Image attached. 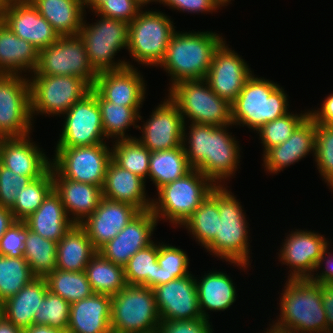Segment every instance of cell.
<instances>
[{
	"label": "cell",
	"mask_w": 333,
	"mask_h": 333,
	"mask_svg": "<svg viewBox=\"0 0 333 333\" xmlns=\"http://www.w3.org/2000/svg\"><path fill=\"white\" fill-rule=\"evenodd\" d=\"M186 126L185 123L182 146L190 166L216 186H225V181L232 178L240 166L241 147L228 131L234 125L216 127L190 123Z\"/></svg>",
	"instance_id": "obj_1"
},
{
	"label": "cell",
	"mask_w": 333,
	"mask_h": 333,
	"mask_svg": "<svg viewBox=\"0 0 333 333\" xmlns=\"http://www.w3.org/2000/svg\"><path fill=\"white\" fill-rule=\"evenodd\" d=\"M282 291L279 318L270 328L282 333H328L320 283L287 279Z\"/></svg>",
	"instance_id": "obj_2"
},
{
	"label": "cell",
	"mask_w": 333,
	"mask_h": 333,
	"mask_svg": "<svg viewBox=\"0 0 333 333\" xmlns=\"http://www.w3.org/2000/svg\"><path fill=\"white\" fill-rule=\"evenodd\" d=\"M224 41L212 31H175L159 64L170 76V87L181 81L205 79L215 51Z\"/></svg>",
	"instance_id": "obj_3"
},
{
	"label": "cell",
	"mask_w": 333,
	"mask_h": 333,
	"mask_svg": "<svg viewBox=\"0 0 333 333\" xmlns=\"http://www.w3.org/2000/svg\"><path fill=\"white\" fill-rule=\"evenodd\" d=\"M228 186H218V212L220 215L216 237L204 248L210 255L237 265L247 270L250 263L249 231L246 212L235 195L227 189ZM229 190V191H228Z\"/></svg>",
	"instance_id": "obj_4"
},
{
	"label": "cell",
	"mask_w": 333,
	"mask_h": 333,
	"mask_svg": "<svg viewBox=\"0 0 333 333\" xmlns=\"http://www.w3.org/2000/svg\"><path fill=\"white\" fill-rule=\"evenodd\" d=\"M288 103L283 87L253 74L231 103L232 124L247 126L255 132L264 124L289 113Z\"/></svg>",
	"instance_id": "obj_5"
},
{
	"label": "cell",
	"mask_w": 333,
	"mask_h": 333,
	"mask_svg": "<svg viewBox=\"0 0 333 333\" xmlns=\"http://www.w3.org/2000/svg\"><path fill=\"white\" fill-rule=\"evenodd\" d=\"M217 186L199 170L192 169L183 177L157 190L151 212L158 221L166 219L181 227Z\"/></svg>",
	"instance_id": "obj_6"
},
{
	"label": "cell",
	"mask_w": 333,
	"mask_h": 333,
	"mask_svg": "<svg viewBox=\"0 0 333 333\" xmlns=\"http://www.w3.org/2000/svg\"><path fill=\"white\" fill-rule=\"evenodd\" d=\"M100 19L95 20L92 24L86 23L83 19L79 35L85 43V49L89 62L97 72L112 71L124 68L125 66L133 67L130 61L117 60L116 56L121 49H128L129 44V23L116 20L110 17L97 14Z\"/></svg>",
	"instance_id": "obj_7"
},
{
	"label": "cell",
	"mask_w": 333,
	"mask_h": 333,
	"mask_svg": "<svg viewBox=\"0 0 333 333\" xmlns=\"http://www.w3.org/2000/svg\"><path fill=\"white\" fill-rule=\"evenodd\" d=\"M168 89L166 97L176 104L185 123L190 120L216 127L233 125L231 104L219 97L204 79L181 81Z\"/></svg>",
	"instance_id": "obj_8"
},
{
	"label": "cell",
	"mask_w": 333,
	"mask_h": 333,
	"mask_svg": "<svg viewBox=\"0 0 333 333\" xmlns=\"http://www.w3.org/2000/svg\"><path fill=\"white\" fill-rule=\"evenodd\" d=\"M160 322L153 289L127 284L111 296L112 333L157 332Z\"/></svg>",
	"instance_id": "obj_9"
},
{
	"label": "cell",
	"mask_w": 333,
	"mask_h": 333,
	"mask_svg": "<svg viewBox=\"0 0 333 333\" xmlns=\"http://www.w3.org/2000/svg\"><path fill=\"white\" fill-rule=\"evenodd\" d=\"M162 11L141 10L129 24L128 52L143 66H156L163 61L176 27Z\"/></svg>",
	"instance_id": "obj_10"
},
{
	"label": "cell",
	"mask_w": 333,
	"mask_h": 333,
	"mask_svg": "<svg viewBox=\"0 0 333 333\" xmlns=\"http://www.w3.org/2000/svg\"><path fill=\"white\" fill-rule=\"evenodd\" d=\"M29 76L32 121L38 114L60 117L91 90L83 79L76 76Z\"/></svg>",
	"instance_id": "obj_11"
},
{
	"label": "cell",
	"mask_w": 333,
	"mask_h": 333,
	"mask_svg": "<svg viewBox=\"0 0 333 333\" xmlns=\"http://www.w3.org/2000/svg\"><path fill=\"white\" fill-rule=\"evenodd\" d=\"M34 75L76 76L91 88L98 73L89 62L81 36H61L54 44L39 50Z\"/></svg>",
	"instance_id": "obj_12"
},
{
	"label": "cell",
	"mask_w": 333,
	"mask_h": 333,
	"mask_svg": "<svg viewBox=\"0 0 333 333\" xmlns=\"http://www.w3.org/2000/svg\"><path fill=\"white\" fill-rule=\"evenodd\" d=\"M51 166L64 178L103 188L111 148L107 143L91 146L56 147Z\"/></svg>",
	"instance_id": "obj_13"
},
{
	"label": "cell",
	"mask_w": 333,
	"mask_h": 333,
	"mask_svg": "<svg viewBox=\"0 0 333 333\" xmlns=\"http://www.w3.org/2000/svg\"><path fill=\"white\" fill-rule=\"evenodd\" d=\"M28 77L0 74V138H18L32 132Z\"/></svg>",
	"instance_id": "obj_14"
},
{
	"label": "cell",
	"mask_w": 333,
	"mask_h": 333,
	"mask_svg": "<svg viewBox=\"0 0 333 333\" xmlns=\"http://www.w3.org/2000/svg\"><path fill=\"white\" fill-rule=\"evenodd\" d=\"M62 116L65 119L56 147L91 146L107 142L93 87Z\"/></svg>",
	"instance_id": "obj_15"
},
{
	"label": "cell",
	"mask_w": 333,
	"mask_h": 333,
	"mask_svg": "<svg viewBox=\"0 0 333 333\" xmlns=\"http://www.w3.org/2000/svg\"><path fill=\"white\" fill-rule=\"evenodd\" d=\"M0 20L38 51L54 44L61 37L30 0L3 1Z\"/></svg>",
	"instance_id": "obj_16"
},
{
	"label": "cell",
	"mask_w": 333,
	"mask_h": 333,
	"mask_svg": "<svg viewBox=\"0 0 333 333\" xmlns=\"http://www.w3.org/2000/svg\"><path fill=\"white\" fill-rule=\"evenodd\" d=\"M279 261L289 266L288 279L310 278L315 273L321 254L330 247V242L323 235L311 230L291 231L281 243Z\"/></svg>",
	"instance_id": "obj_17"
},
{
	"label": "cell",
	"mask_w": 333,
	"mask_h": 333,
	"mask_svg": "<svg viewBox=\"0 0 333 333\" xmlns=\"http://www.w3.org/2000/svg\"><path fill=\"white\" fill-rule=\"evenodd\" d=\"M152 110L147 121L139 115L142 135L136 139L151 152L182 146L184 120L176 104L168 97Z\"/></svg>",
	"instance_id": "obj_18"
},
{
	"label": "cell",
	"mask_w": 333,
	"mask_h": 333,
	"mask_svg": "<svg viewBox=\"0 0 333 333\" xmlns=\"http://www.w3.org/2000/svg\"><path fill=\"white\" fill-rule=\"evenodd\" d=\"M228 46L224 41L215 51L204 80L219 97L231 104L254 72L242 56Z\"/></svg>",
	"instance_id": "obj_19"
},
{
	"label": "cell",
	"mask_w": 333,
	"mask_h": 333,
	"mask_svg": "<svg viewBox=\"0 0 333 333\" xmlns=\"http://www.w3.org/2000/svg\"><path fill=\"white\" fill-rule=\"evenodd\" d=\"M153 291L161 321L203 318L193 274L156 286Z\"/></svg>",
	"instance_id": "obj_20"
},
{
	"label": "cell",
	"mask_w": 333,
	"mask_h": 333,
	"mask_svg": "<svg viewBox=\"0 0 333 333\" xmlns=\"http://www.w3.org/2000/svg\"><path fill=\"white\" fill-rule=\"evenodd\" d=\"M158 224L151 210L140 212L112 240L100 247L97 252L105 259L124 267L139 250L152 244L153 232Z\"/></svg>",
	"instance_id": "obj_21"
},
{
	"label": "cell",
	"mask_w": 333,
	"mask_h": 333,
	"mask_svg": "<svg viewBox=\"0 0 333 333\" xmlns=\"http://www.w3.org/2000/svg\"><path fill=\"white\" fill-rule=\"evenodd\" d=\"M137 69L125 66L118 70L100 72L93 88L113 104L142 108L147 84Z\"/></svg>",
	"instance_id": "obj_22"
},
{
	"label": "cell",
	"mask_w": 333,
	"mask_h": 333,
	"mask_svg": "<svg viewBox=\"0 0 333 333\" xmlns=\"http://www.w3.org/2000/svg\"><path fill=\"white\" fill-rule=\"evenodd\" d=\"M140 211L127 203L102 198L97 209L80 226L98 250L115 238Z\"/></svg>",
	"instance_id": "obj_23"
},
{
	"label": "cell",
	"mask_w": 333,
	"mask_h": 333,
	"mask_svg": "<svg viewBox=\"0 0 333 333\" xmlns=\"http://www.w3.org/2000/svg\"><path fill=\"white\" fill-rule=\"evenodd\" d=\"M30 136L1 138L0 163L18 175L32 180L42 176L51 166L42 148Z\"/></svg>",
	"instance_id": "obj_24"
},
{
	"label": "cell",
	"mask_w": 333,
	"mask_h": 333,
	"mask_svg": "<svg viewBox=\"0 0 333 333\" xmlns=\"http://www.w3.org/2000/svg\"><path fill=\"white\" fill-rule=\"evenodd\" d=\"M315 143V122L308 116L285 142L270 148L263 155L264 170L266 169L267 173L277 174L310 153L314 157Z\"/></svg>",
	"instance_id": "obj_25"
},
{
	"label": "cell",
	"mask_w": 333,
	"mask_h": 333,
	"mask_svg": "<svg viewBox=\"0 0 333 333\" xmlns=\"http://www.w3.org/2000/svg\"><path fill=\"white\" fill-rule=\"evenodd\" d=\"M53 189L60 196L68 217L81 224L98 207L103 198L102 187L62 177L52 167Z\"/></svg>",
	"instance_id": "obj_26"
},
{
	"label": "cell",
	"mask_w": 333,
	"mask_h": 333,
	"mask_svg": "<svg viewBox=\"0 0 333 333\" xmlns=\"http://www.w3.org/2000/svg\"><path fill=\"white\" fill-rule=\"evenodd\" d=\"M146 182L129 170L121 168L113 160L107 167L102 188L103 197L130 204L140 212L151 210L152 199L147 197Z\"/></svg>",
	"instance_id": "obj_27"
},
{
	"label": "cell",
	"mask_w": 333,
	"mask_h": 333,
	"mask_svg": "<svg viewBox=\"0 0 333 333\" xmlns=\"http://www.w3.org/2000/svg\"><path fill=\"white\" fill-rule=\"evenodd\" d=\"M67 333H112L111 296L94 293L71 303Z\"/></svg>",
	"instance_id": "obj_28"
},
{
	"label": "cell",
	"mask_w": 333,
	"mask_h": 333,
	"mask_svg": "<svg viewBox=\"0 0 333 333\" xmlns=\"http://www.w3.org/2000/svg\"><path fill=\"white\" fill-rule=\"evenodd\" d=\"M23 221L29 230L56 243L74 225L66 213L60 196L54 189L44 199L41 206Z\"/></svg>",
	"instance_id": "obj_29"
},
{
	"label": "cell",
	"mask_w": 333,
	"mask_h": 333,
	"mask_svg": "<svg viewBox=\"0 0 333 333\" xmlns=\"http://www.w3.org/2000/svg\"><path fill=\"white\" fill-rule=\"evenodd\" d=\"M38 55L39 51L33 45L19 38L0 20V74H32L38 64Z\"/></svg>",
	"instance_id": "obj_30"
},
{
	"label": "cell",
	"mask_w": 333,
	"mask_h": 333,
	"mask_svg": "<svg viewBox=\"0 0 333 333\" xmlns=\"http://www.w3.org/2000/svg\"><path fill=\"white\" fill-rule=\"evenodd\" d=\"M204 276V277H203ZM201 280L196 278V288L202 317L209 320L207 311H225L236 301L233 280L223 271L205 273Z\"/></svg>",
	"instance_id": "obj_31"
},
{
	"label": "cell",
	"mask_w": 333,
	"mask_h": 333,
	"mask_svg": "<svg viewBox=\"0 0 333 333\" xmlns=\"http://www.w3.org/2000/svg\"><path fill=\"white\" fill-rule=\"evenodd\" d=\"M48 290L44 277H36L2 303L3 315L22 330L34 324V315Z\"/></svg>",
	"instance_id": "obj_32"
},
{
	"label": "cell",
	"mask_w": 333,
	"mask_h": 333,
	"mask_svg": "<svg viewBox=\"0 0 333 333\" xmlns=\"http://www.w3.org/2000/svg\"><path fill=\"white\" fill-rule=\"evenodd\" d=\"M30 1L60 36L79 34L86 17L82 0Z\"/></svg>",
	"instance_id": "obj_33"
},
{
	"label": "cell",
	"mask_w": 333,
	"mask_h": 333,
	"mask_svg": "<svg viewBox=\"0 0 333 333\" xmlns=\"http://www.w3.org/2000/svg\"><path fill=\"white\" fill-rule=\"evenodd\" d=\"M97 250L80 224H74L57 243L56 269L80 272Z\"/></svg>",
	"instance_id": "obj_34"
},
{
	"label": "cell",
	"mask_w": 333,
	"mask_h": 333,
	"mask_svg": "<svg viewBox=\"0 0 333 333\" xmlns=\"http://www.w3.org/2000/svg\"><path fill=\"white\" fill-rule=\"evenodd\" d=\"M192 169L183 146L154 151L150 154L148 178L158 190L160 187L183 177Z\"/></svg>",
	"instance_id": "obj_35"
},
{
	"label": "cell",
	"mask_w": 333,
	"mask_h": 333,
	"mask_svg": "<svg viewBox=\"0 0 333 333\" xmlns=\"http://www.w3.org/2000/svg\"><path fill=\"white\" fill-rule=\"evenodd\" d=\"M220 215L218 212V186L208 195L181 227L188 230L202 247L217 235Z\"/></svg>",
	"instance_id": "obj_36"
},
{
	"label": "cell",
	"mask_w": 333,
	"mask_h": 333,
	"mask_svg": "<svg viewBox=\"0 0 333 333\" xmlns=\"http://www.w3.org/2000/svg\"><path fill=\"white\" fill-rule=\"evenodd\" d=\"M96 99L101 110L102 127L105 137L117 140L134 139L131 135H126V130L133 125L138 129L136 122H139L140 108H131L123 105L113 104L106 101L97 91Z\"/></svg>",
	"instance_id": "obj_37"
},
{
	"label": "cell",
	"mask_w": 333,
	"mask_h": 333,
	"mask_svg": "<svg viewBox=\"0 0 333 333\" xmlns=\"http://www.w3.org/2000/svg\"><path fill=\"white\" fill-rule=\"evenodd\" d=\"M85 273L97 294L114 296L127 285L124 267L103 258L98 252L88 262Z\"/></svg>",
	"instance_id": "obj_38"
},
{
	"label": "cell",
	"mask_w": 333,
	"mask_h": 333,
	"mask_svg": "<svg viewBox=\"0 0 333 333\" xmlns=\"http://www.w3.org/2000/svg\"><path fill=\"white\" fill-rule=\"evenodd\" d=\"M23 257L36 277H45L56 269L57 243L29 230L25 224Z\"/></svg>",
	"instance_id": "obj_39"
},
{
	"label": "cell",
	"mask_w": 333,
	"mask_h": 333,
	"mask_svg": "<svg viewBox=\"0 0 333 333\" xmlns=\"http://www.w3.org/2000/svg\"><path fill=\"white\" fill-rule=\"evenodd\" d=\"M158 242L137 251L124 266L125 280L128 285H142L148 288L157 286Z\"/></svg>",
	"instance_id": "obj_40"
},
{
	"label": "cell",
	"mask_w": 333,
	"mask_h": 333,
	"mask_svg": "<svg viewBox=\"0 0 333 333\" xmlns=\"http://www.w3.org/2000/svg\"><path fill=\"white\" fill-rule=\"evenodd\" d=\"M48 290L70 304L94 294L85 271L72 272L55 269L45 277Z\"/></svg>",
	"instance_id": "obj_41"
},
{
	"label": "cell",
	"mask_w": 333,
	"mask_h": 333,
	"mask_svg": "<svg viewBox=\"0 0 333 333\" xmlns=\"http://www.w3.org/2000/svg\"><path fill=\"white\" fill-rule=\"evenodd\" d=\"M112 143V160L121 168L131 171L146 182L151 151L136 138L117 140Z\"/></svg>",
	"instance_id": "obj_42"
},
{
	"label": "cell",
	"mask_w": 333,
	"mask_h": 333,
	"mask_svg": "<svg viewBox=\"0 0 333 333\" xmlns=\"http://www.w3.org/2000/svg\"><path fill=\"white\" fill-rule=\"evenodd\" d=\"M53 190L52 166L39 178L31 180L16 198L10 209L16 220L23 221L34 213Z\"/></svg>",
	"instance_id": "obj_43"
},
{
	"label": "cell",
	"mask_w": 333,
	"mask_h": 333,
	"mask_svg": "<svg viewBox=\"0 0 333 333\" xmlns=\"http://www.w3.org/2000/svg\"><path fill=\"white\" fill-rule=\"evenodd\" d=\"M36 276L24 257L0 255V302L16 295Z\"/></svg>",
	"instance_id": "obj_44"
},
{
	"label": "cell",
	"mask_w": 333,
	"mask_h": 333,
	"mask_svg": "<svg viewBox=\"0 0 333 333\" xmlns=\"http://www.w3.org/2000/svg\"><path fill=\"white\" fill-rule=\"evenodd\" d=\"M189 260L186 252L180 247L158 242L157 286L191 274L188 270Z\"/></svg>",
	"instance_id": "obj_45"
},
{
	"label": "cell",
	"mask_w": 333,
	"mask_h": 333,
	"mask_svg": "<svg viewBox=\"0 0 333 333\" xmlns=\"http://www.w3.org/2000/svg\"><path fill=\"white\" fill-rule=\"evenodd\" d=\"M309 116V110L304 113H287L286 115L277 118L264 124L256 131L261 140L264 155L270 148L280 145L285 142L294 132V130Z\"/></svg>",
	"instance_id": "obj_46"
},
{
	"label": "cell",
	"mask_w": 333,
	"mask_h": 333,
	"mask_svg": "<svg viewBox=\"0 0 333 333\" xmlns=\"http://www.w3.org/2000/svg\"><path fill=\"white\" fill-rule=\"evenodd\" d=\"M37 309L34 315V324L48 325L67 332L70 315L69 302L47 290L44 299L40 302V307Z\"/></svg>",
	"instance_id": "obj_47"
},
{
	"label": "cell",
	"mask_w": 333,
	"mask_h": 333,
	"mask_svg": "<svg viewBox=\"0 0 333 333\" xmlns=\"http://www.w3.org/2000/svg\"><path fill=\"white\" fill-rule=\"evenodd\" d=\"M315 132L314 161L326 183L333 176V126L315 122Z\"/></svg>",
	"instance_id": "obj_48"
},
{
	"label": "cell",
	"mask_w": 333,
	"mask_h": 333,
	"mask_svg": "<svg viewBox=\"0 0 333 333\" xmlns=\"http://www.w3.org/2000/svg\"><path fill=\"white\" fill-rule=\"evenodd\" d=\"M31 180L29 176L18 175L0 163V206L11 209L19 191Z\"/></svg>",
	"instance_id": "obj_49"
},
{
	"label": "cell",
	"mask_w": 333,
	"mask_h": 333,
	"mask_svg": "<svg viewBox=\"0 0 333 333\" xmlns=\"http://www.w3.org/2000/svg\"><path fill=\"white\" fill-rule=\"evenodd\" d=\"M143 8L139 0H104L94 11L130 24Z\"/></svg>",
	"instance_id": "obj_50"
},
{
	"label": "cell",
	"mask_w": 333,
	"mask_h": 333,
	"mask_svg": "<svg viewBox=\"0 0 333 333\" xmlns=\"http://www.w3.org/2000/svg\"><path fill=\"white\" fill-rule=\"evenodd\" d=\"M25 241V222L16 220L0 238V255L23 257Z\"/></svg>",
	"instance_id": "obj_51"
},
{
	"label": "cell",
	"mask_w": 333,
	"mask_h": 333,
	"mask_svg": "<svg viewBox=\"0 0 333 333\" xmlns=\"http://www.w3.org/2000/svg\"><path fill=\"white\" fill-rule=\"evenodd\" d=\"M207 319L161 321L158 333H214L213 326Z\"/></svg>",
	"instance_id": "obj_52"
},
{
	"label": "cell",
	"mask_w": 333,
	"mask_h": 333,
	"mask_svg": "<svg viewBox=\"0 0 333 333\" xmlns=\"http://www.w3.org/2000/svg\"><path fill=\"white\" fill-rule=\"evenodd\" d=\"M160 4L179 12H188V14L189 12L196 14L211 12L212 14L213 11L217 12L222 6H226L222 0H161Z\"/></svg>",
	"instance_id": "obj_53"
},
{
	"label": "cell",
	"mask_w": 333,
	"mask_h": 333,
	"mask_svg": "<svg viewBox=\"0 0 333 333\" xmlns=\"http://www.w3.org/2000/svg\"><path fill=\"white\" fill-rule=\"evenodd\" d=\"M329 249L330 248L327 247V249L321 254L315 268V271L317 273L318 269L321 270L322 266H324L323 264H325V266L322 268L323 270H321L320 273L318 272L316 275H312L309 278L313 282L320 283L322 285H333V254H331L332 252H328Z\"/></svg>",
	"instance_id": "obj_54"
},
{
	"label": "cell",
	"mask_w": 333,
	"mask_h": 333,
	"mask_svg": "<svg viewBox=\"0 0 333 333\" xmlns=\"http://www.w3.org/2000/svg\"><path fill=\"white\" fill-rule=\"evenodd\" d=\"M309 117L317 123L333 126V93L324 98L317 110L311 109Z\"/></svg>",
	"instance_id": "obj_55"
},
{
	"label": "cell",
	"mask_w": 333,
	"mask_h": 333,
	"mask_svg": "<svg viewBox=\"0 0 333 333\" xmlns=\"http://www.w3.org/2000/svg\"><path fill=\"white\" fill-rule=\"evenodd\" d=\"M322 304L326 312L328 333H333V285L321 284Z\"/></svg>",
	"instance_id": "obj_56"
},
{
	"label": "cell",
	"mask_w": 333,
	"mask_h": 333,
	"mask_svg": "<svg viewBox=\"0 0 333 333\" xmlns=\"http://www.w3.org/2000/svg\"><path fill=\"white\" fill-rule=\"evenodd\" d=\"M16 221L11 210L0 206V238Z\"/></svg>",
	"instance_id": "obj_57"
},
{
	"label": "cell",
	"mask_w": 333,
	"mask_h": 333,
	"mask_svg": "<svg viewBox=\"0 0 333 333\" xmlns=\"http://www.w3.org/2000/svg\"><path fill=\"white\" fill-rule=\"evenodd\" d=\"M23 333H67L63 330L50 327L48 325L33 324L29 328L23 330Z\"/></svg>",
	"instance_id": "obj_58"
},
{
	"label": "cell",
	"mask_w": 333,
	"mask_h": 333,
	"mask_svg": "<svg viewBox=\"0 0 333 333\" xmlns=\"http://www.w3.org/2000/svg\"><path fill=\"white\" fill-rule=\"evenodd\" d=\"M0 333H23V330L16 327L4 315L0 317Z\"/></svg>",
	"instance_id": "obj_59"
},
{
	"label": "cell",
	"mask_w": 333,
	"mask_h": 333,
	"mask_svg": "<svg viewBox=\"0 0 333 333\" xmlns=\"http://www.w3.org/2000/svg\"><path fill=\"white\" fill-rule=\"evenodd\" d=\"M104 0H82L84 9L87 7L91 11H94Z\"/></svg>",
	"instance_id": "obj_60"
},
{
	"label": "cell",
	"mask_w": 333,
	"mask_h": 333,
	"mask_svg": "<svg viewBox=\"0 0 333 333\" xmlns=\"http://www.w3.org/2000/svg\"><path fill=\"white\" fill-rule=\"evenodd\" d=\"M139 2L145 7V6H148L147 4L150 5V3H152V2H155V4L156 3L158 4V2L159 3L161 2V0H139Z\"/></svg>",
	"instance_id": "obj_61"
},
{
	"label": "cell",
	"mask_w": 333,
	"mask_h": 333,
	"mask_svg": "<svg viewBox=\"0 0 333 333\" xmlns=\"http://www.w3.org/2000/svg\"><path fill=\"white\" fill-rule=\"evenodd\" d=\"M328 187H330L329 189H331L333 192V176L326 182Z\"/></svg>",
	"instance_id": "obj_62"
},
{
	"label": "cell",
	"mask_w": 333,
	"mask_h": 333,
	"mask_svg": "<svg viewBox=\"0 0 333 333\" xmlns=\"http://www.w3.org/2000/svg\"><path fill=\"white\" fill-rule=\"evenodd\" d=\"M267 329V331H264V333H282V332H279V331H275L274 329H272V328H266Z\"/></svg>",
	"instance_id": "obj_63"
},
{
	"label": "cell",
	"mask_w": 333,
	"mask_h": 333,
	"mask_svg": "<svg viewBox=\"0 0 333 333\" xmlns=\"http://www.w3.org/2000/svg\"><path fill=\"white\" fill-rule=\"evenodd\" d=\"M224 2V4H226V6L228 5V3H231L232 0H222Z\"/></svg>",
	"instance_id": "obj_64"
},
{
	"label": "cell",
	"mask_w": 333,
	"mask_h": 333,
	"mask_svg": "<svg viewBox=\"0 0 333 333\" xmlns=\"http://www.w3.org/2000/svg\"><path fill=\"white\" fill-rule=\"evenodd\" d=\"M3 315L2 313V302H0V317Z\"/></svg>",
	"instance_id": "obj_65"
},
{
	"label": "cell",
	"mask_w": 333,
	"mask_h": 333,
	"mask_svg": "<svg viewBox=\"0 0 333 333\" xmlns=\"http://www.w3.org/2000/svg\"><path fill=\"white\" fill-rule=\"evenodd\" d=\"M0 155H1V138H0Z\"/></svg>",
	"instance_id": "obj_66"
}]
</instances>
